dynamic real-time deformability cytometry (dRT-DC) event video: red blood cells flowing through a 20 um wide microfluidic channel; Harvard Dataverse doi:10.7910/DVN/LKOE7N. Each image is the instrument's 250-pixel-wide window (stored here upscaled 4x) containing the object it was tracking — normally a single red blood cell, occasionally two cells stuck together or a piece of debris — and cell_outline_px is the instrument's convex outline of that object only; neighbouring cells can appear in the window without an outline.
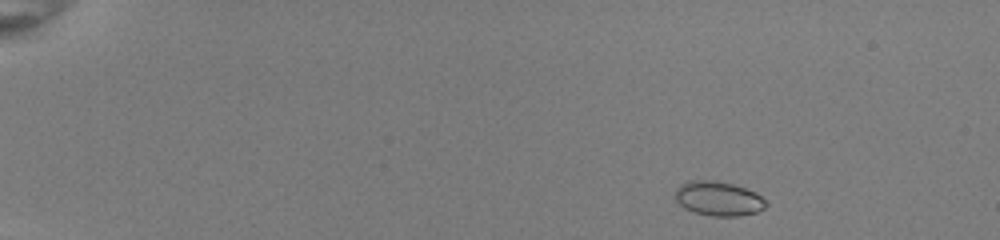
{"species": "common noctule bat (a hibernating species)", "species_latin": "Nyctalus noctula", "temperature_condition": "room temperature", "stored_images_in_passage": 48, "camera_frame_rate_fps": 3000, "um_per_image_px": 0.085, "animal": {"sex": "female", "body_mass_g": 22.0, "forearm_length_mm": 56.7}, "frame": {"image": 1, "passage_image": 3, "time_ms": 0.667, "image_size_px": [1000, 240], "cell_outline_px": [[768, 204], [764, 208], [756, 212], [740, 216], [712, 216], [696, 212], [684, 208], [676, 200], [676, 188], [680, 184], [688, 180], [712, 180], [732, 184], [756, 192]], "centroid_in_image_um": [61.06, 16.87], "position_along_channel_um": 23.9, "area_um2": 18.09}}
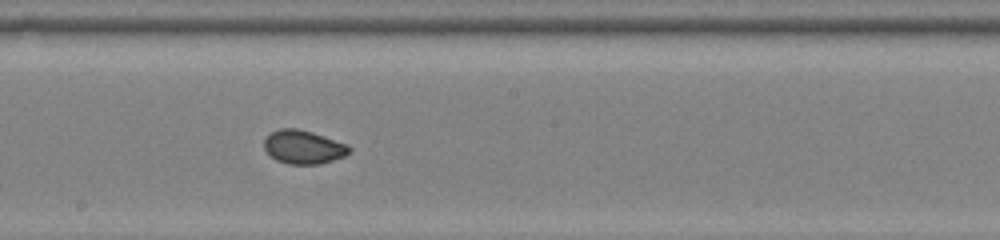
{"frame": {"image": 2, "passage_image": 27, "time_ms": 8.667, "image_size_px": [1000, 240], "cell_outline_px": [[352, 148], [344, 156], [320, 164], [288, 164], [276, 160], [264, 148], [264, 140], [272, 132], [280, 128], [296, 128], [312, 132], [348, 144]], "centroid_in_image_um": [25.8, 12.5], "position_along_channel_um": 222.4, "area_um2": 16.53}}
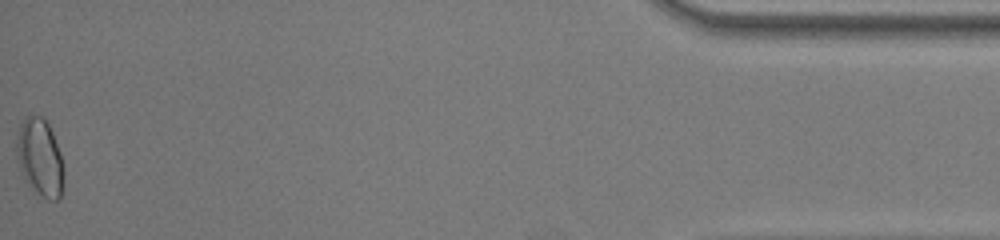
{"frame": {"image": 3, "passage_image": 48, "time_ms": 15.667, "image_size_px": [1000, 240], "cell_outline_px": [[64, 176], [60, 196], [56, 200], [48, 200], [24, 176], [16, 160], [16, 136], [20, 124], [28, 116], [44, 116], [52, 132], [60, 152], [64, 168]], "centroid_in_image_um": [3.4, 13.32], "position_along_channel_um": 431.8, "area_um2": 20.87}, "authors_computed_cell_mechanics": {"area_um2": 17.0221, "velocity_mm_per_s": 4.0178, "shape_relaxation_time_tau1_ms": 5.6193, "shape_relaxation_time_tau2_ms": null, "deformation_change_tau1": 0.1401, "deformation_change_tau2": null}}